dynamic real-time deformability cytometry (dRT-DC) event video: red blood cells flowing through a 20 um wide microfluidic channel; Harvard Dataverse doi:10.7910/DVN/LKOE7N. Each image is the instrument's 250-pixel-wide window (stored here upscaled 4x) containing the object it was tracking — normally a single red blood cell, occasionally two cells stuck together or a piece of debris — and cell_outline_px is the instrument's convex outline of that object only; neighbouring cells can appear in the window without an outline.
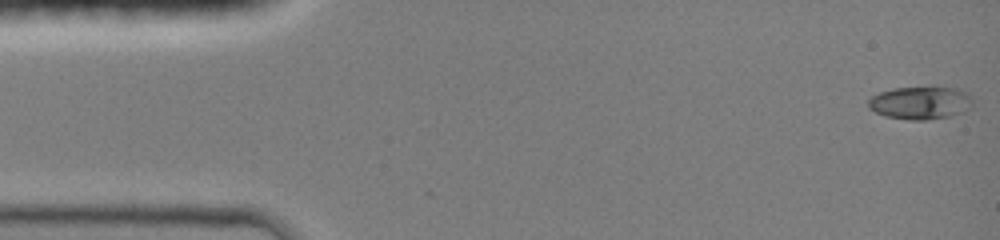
{"species": "common noctule bat (a hibernating species)", "species_latin": "Nyctalus noctula", "temperature_condition": "room temperature", "stored_images_in_passage": 46, "camera_frame_rate_fps": 3000, "um_per_image_px": 0.085, "animal": {"sex": "female", "body_mass_g": 19.0, "forearm_length_mm": 51.5}, "frame": {"image": 1, "passage_image": 1, "time_ms": 0.0, "image_size_px": [1000, 240], "cell_outline_px": [[972, 108], [964, 112], [948, 116], [924, 120], [908, 120], [884, 116], [868, 108], [868, 100], [872, 96], [880, 92], [896, 88], [956, 88], [968, 92], [972, 100]], "centroid_in_image_um": [78.24, 8.75], "position_along_channel_um": 6.8, "area_um2": 19.88}}
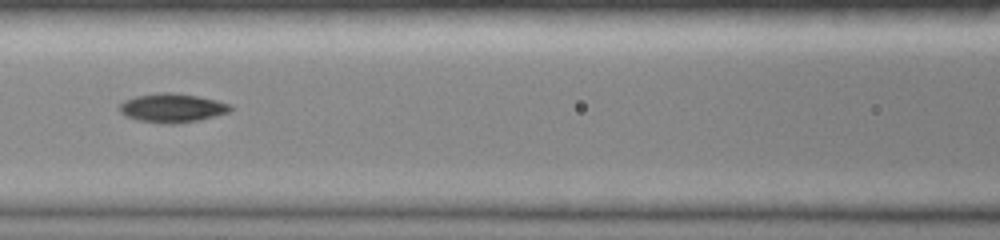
{"frame": {"image": 2, "passage_image": 20, "time_ms": 6.333, "image_size_px": [1000, 240], "cell_outline_px": [[232, 108], [228, 112], [200, 120], [172, 124], [168, 124], [140, 120], [128, 116], [120, 112], [120, 104], [124, 100], [136, 96], [160, 92], [172, 92], [196, 96], [216, 100], [228, 104]], "centroid_in_image_um": [14.63, 9.17], "position_along_channel_um": 152.0, "area_um2": 18.32}}
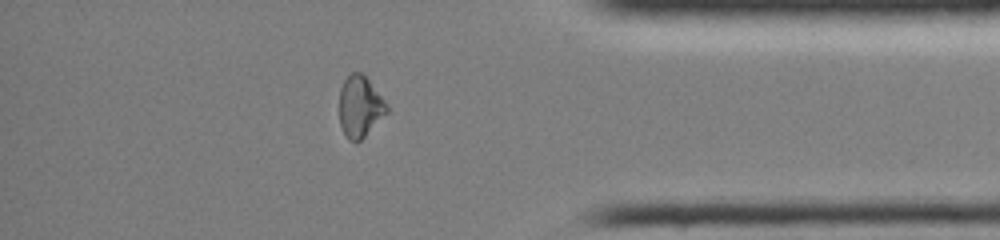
{"frame": {"image": 3, "passage_image": 39, "time_ms": 12.667, "image_size_px": [1000, 240], "cell_outline_px": [[388, 112], [360, 140], [352, 140], [344, 132], [340, 124], [340, 88], [344, 80], [352, 72], [360, 72], [368, 80], [388, 104]], "centroid_in_image_um": [30.61, 9.03], "position_along_channel_um": 404.6, "area_um2": 16.47}, "authors_computed_cell_mechanics": {"area_um2": 17.8313, "velocity_mm_per_s": 4.1859, "shape_relaxation_time_tau1_ms": 4.7687, "shape_relaxation_time_tau2_ms": null, "deformation_change_tau1": 0.2, "deformation_change_tau2": null}}